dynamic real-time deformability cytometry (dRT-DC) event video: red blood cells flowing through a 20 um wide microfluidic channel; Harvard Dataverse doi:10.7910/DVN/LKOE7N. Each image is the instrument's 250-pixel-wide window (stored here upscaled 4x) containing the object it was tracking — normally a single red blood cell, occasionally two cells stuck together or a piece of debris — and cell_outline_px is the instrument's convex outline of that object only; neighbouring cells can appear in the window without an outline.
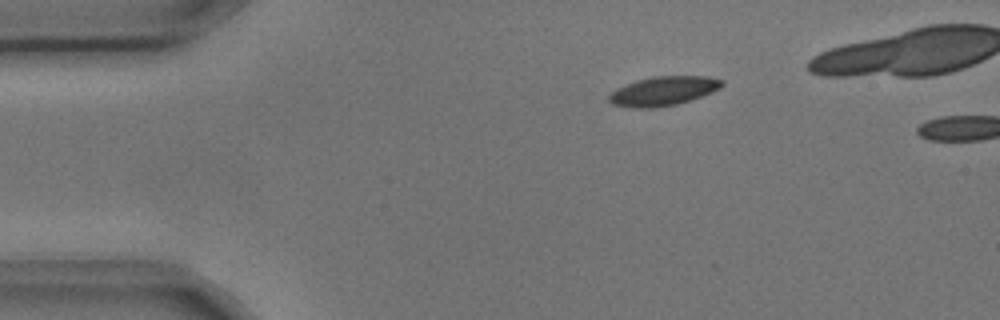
{"species": "common noctule bat (a hibernating species)", "species_latin": "Nyctalus noctula", "temperature_condition": "cold", "stored_images_in_passage": 2, "camera_frame_rate_fps": 3000, "um_per_image_px": 0.085, "animal": {"sex": "male", "body_mass_g": 17.9, "forearm_length_mm": 54.2}, "frame": {"image": 1, "passage_image": 1, "time_ms": 0.0, "image_size_px": [1000, 320], "cell_outline_px": [[724, 84], [720, 88], [712, 92], [676, 104], [656, 108], [636, 108], [612, 104], [608, 100], [608, 96], [616, 88], [652, 76], [708, 76], [724, 80]], "centroid_in_image_um": [56.4, 7.73], "position_along_channel_um": 28.6, "area_um2": 19.02}}